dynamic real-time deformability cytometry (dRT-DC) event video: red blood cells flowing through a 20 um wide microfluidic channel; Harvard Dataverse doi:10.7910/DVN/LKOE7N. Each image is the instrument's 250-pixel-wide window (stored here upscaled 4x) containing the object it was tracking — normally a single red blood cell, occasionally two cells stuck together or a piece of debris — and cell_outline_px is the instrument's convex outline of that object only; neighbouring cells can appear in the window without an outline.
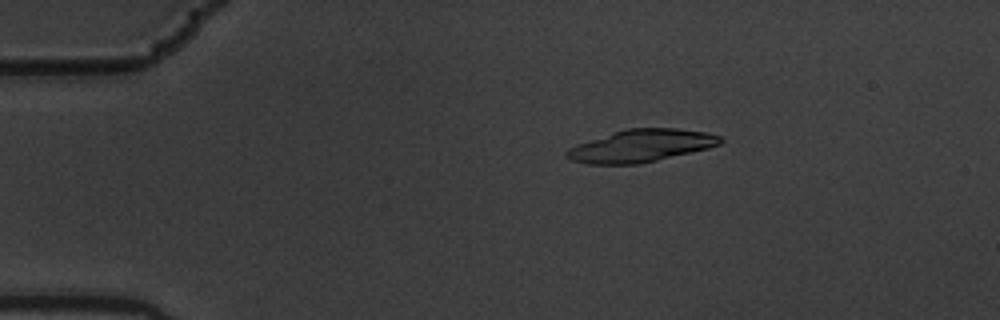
{"species": "common noctule bat (a hibernating species)", "species_latin": "Nyctalus noctula", "temperature_condition": "warm", "stored_images_in_passage": 6, "camera_frame_rate_fps": 3000, "um_per_image_px": 0.085, "animal": {"sex": "male", "body_mass_g": 19.5, "forearm_length_mm": 54.6}, "frame": {"image": 1, "passage_image": 4, "time_ms": 1.0, "image_size_px": [1000, 320], "cell_outline_px": [[724, 140], [720, 144], [708, 148], [640, 164], [588, 164], [572, 160], [564, 156], [564, 152], [568, 148], [576, 144], [612, 132], [628, 128], [676, 128], [704, 132], [720, 136]], "centroid_in_image_um": [54.45, 12.39], "position_along_channel_um": 30.6, "area_um2": 29.02}}